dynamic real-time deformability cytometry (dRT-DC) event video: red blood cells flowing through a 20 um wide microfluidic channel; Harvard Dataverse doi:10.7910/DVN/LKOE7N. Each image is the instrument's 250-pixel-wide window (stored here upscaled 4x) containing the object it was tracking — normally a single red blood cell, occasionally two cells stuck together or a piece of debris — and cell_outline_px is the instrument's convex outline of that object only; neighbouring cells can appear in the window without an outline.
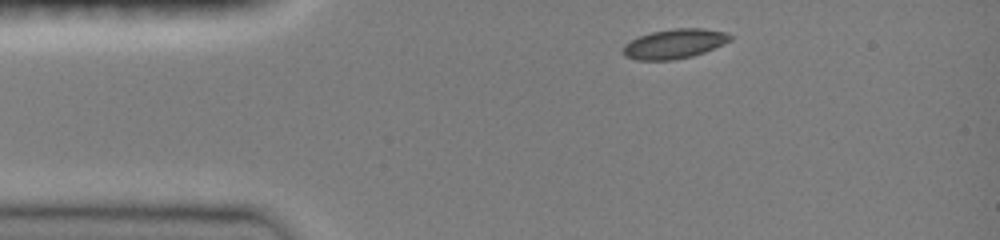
{"species": "common noctule bat (a hibernating species)", "species_latin": "Nyctalus noctula", "temperature_condition": "room temperature", "stored_images_in_passage": 35, "camera_frame_rate_fps": 3000, "um_per_image_px": 0.085, "animal": {"sex": "female", "body_mass_g": 19.0, "forearm_length_mm": 51.5}, "frame": {"image": 1, "passage_image": 1, "time_ms": 0.0, "image_size_px": [1000, 240], "cell_outline_px": [[732, 40], [704, 52], [692, 56], [672, 60], [636, 60], [624, 56], [620, 52], [624, 44], [640, 36], [652, 32], [672, 28], [704, 28], [724, 32], [732, 36]], "centroid_in_image_um": [57.29, 3.72], "position_along_channel_um": 27.7, "area_um2": 18.5}}
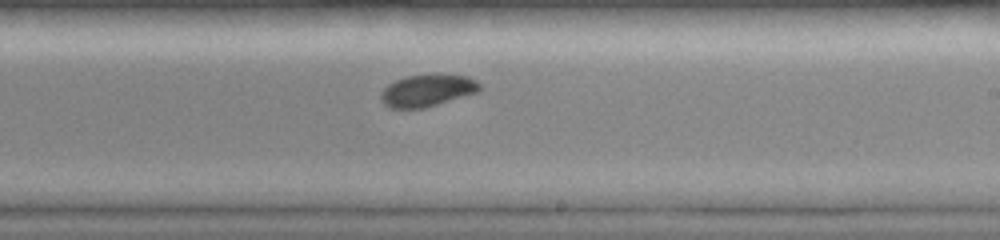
{"frame": {"image": 2, "passage_image": 21, "time_ms": 6.667, "image_size_px": [1000, 240], "cell_outline_px": [[480, 88], [476, 92], [424, 108], [392, 108], [384, 104], [380, 100], [380, 92], [388, 84], [396, 80], [408, 76], [468, 76], [476, 80], [480, 84]], "centroid_in_image_um": [36.26, 7.72], "position_along_channel_um": 252.7, "area_um2": 17.8}}
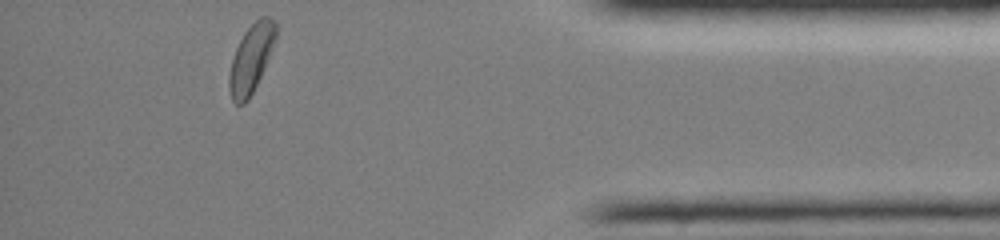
{"frame": {"image": 3, "passage_image": 35, "time_ms": 11.333, "image_size_px": [1000, 240], "cell_outline_px": [[276, 36], [272, 48], [264, 68], [248, 100], [244, 104], [236, 104], [232, 100], [228, 88], [228, 76], [232, 56], [244, 32], [260, 16], [268, 16], [276, 24]], "centroid_in_image_um": [21.31, 4.99], "position_along_channel_um": 413.9, "area_um2": 18.32}, "authors_computed_cell_mechanics": {"area_um2": 18.5538, "velocity_mm_per_s": 4.0534, "shape_relaxation_time_tau1_ms": 2.4385, "shape_relaxation_time_tau2_ms": null, "deformation_change_tau1": 0.0631, "deformation_change_tau2": null}}